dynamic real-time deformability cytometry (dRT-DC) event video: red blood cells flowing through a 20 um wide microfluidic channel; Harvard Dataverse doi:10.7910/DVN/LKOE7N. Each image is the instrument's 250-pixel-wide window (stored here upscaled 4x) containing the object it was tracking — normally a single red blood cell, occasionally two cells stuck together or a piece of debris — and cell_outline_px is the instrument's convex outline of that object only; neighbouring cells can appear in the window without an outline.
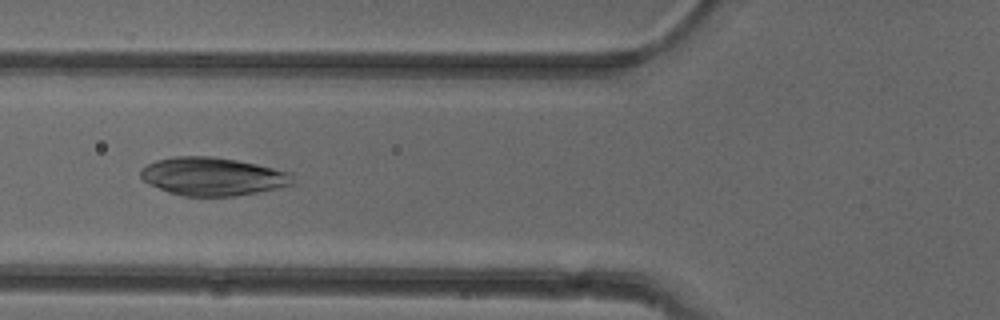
{"species": "common noctule bat (a hibernating species)", "species_latin": "Nyctalus noctula", "temperature_condition": "cold", "stored_images_in_passage": 20, "camera_frame_rate_fps": 3000, "um_per_image_px": 0.085, "animal": {"sex": "female"}, "frame": {"image": 1, "passage_image": 8, "time_ms": 2.333, "image_size_px": [1000, 320], "cell_outline_px": [[292, 184], [276, 188], [236, 196], [184, 196], [168, 192], [148, 184], [140, 176], [140, 168], [156, 160], [176, 156], [212, 156], [236, 160], [256, 164], [292, 172]], "centroid_in_image_um": [18.04, 14.99], "position_along_channel_um": 107.8, "area_um2": 33.76}}
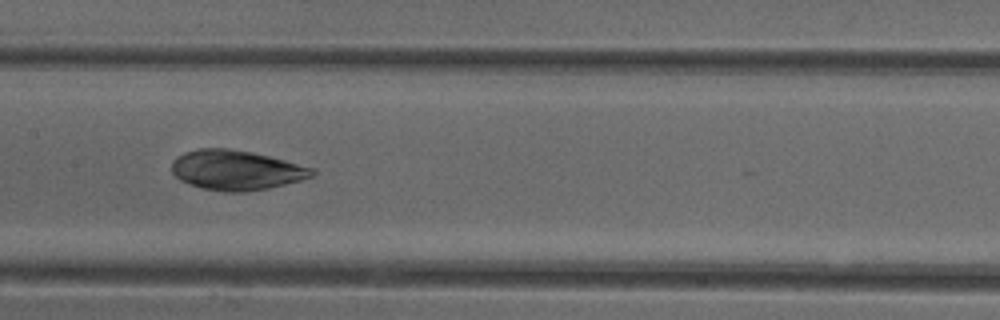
{"frame": {"image": 2, "passage_image": 14, "time_ms": 4.333, "image_size_px": [1000, 320], "cell_outline_px": [[316, 172], [312, 176], [300, 180], [268, 188], [244, 192], [224, 192], [200, 188], [180, 180], [172, 172], [172, 160], [176, 156], [184, 152], [196, 148], [228, 148], [252, 152], [316, 168]], "centroid_in_image_um": [20.05, 14.45], "position_along_channel_um": 187.4, "area_um2": 32.71}}
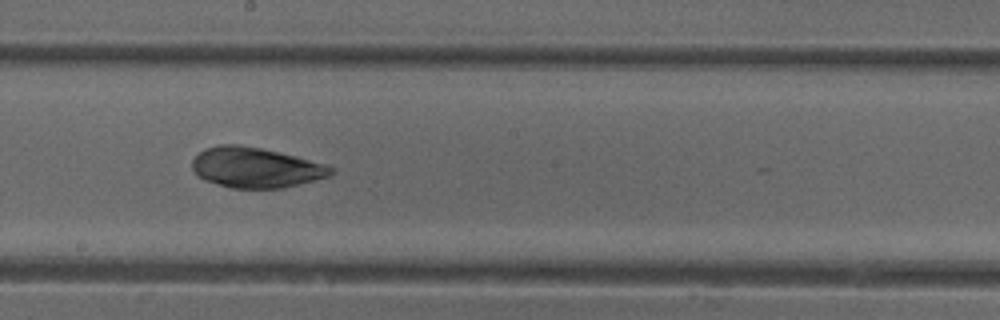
{"frame": {"image": 3, "passage_image": 17, "time_ms": 5.333, "image_size_px": [1000, 320], "cell_outline_px": [[336, 172], [332, 176], [284, 188], [232, 188], [204, 180], [192, 168], [192, 160], [204, 148], [220, 144], [240, 144], [260, 148], [296, 156], [328, 164]], "centroid_in_image_um": [21.78, 14.24], "position_along_channel_um": 226.4, "area_um2": 32.71}}